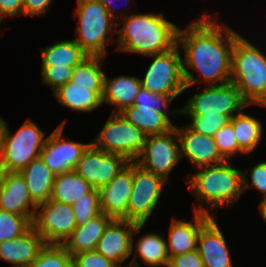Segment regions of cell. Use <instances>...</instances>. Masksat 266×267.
Returning <instances> with one entry per match:
<instances>
[{
  "label": "cell",
  "mask_w": 266,
  "mask_h": 267,
  "mask_svg": "<svg viewBox=\"0 0 266 267\" xmlns=\"http://www.w3.org/2000/svg\"><path fill=\"white\" fill-rule=\"evenodd\" d=\"M239 35L230 26L212 21L206 13L190 23L184 31L179 27L177 45L184 50V90L199 81L210 86L230 82L232 48ZM189 68L198 71L201 76L196 78L188 71Z\"/></svg>",
  "instance_id": "1"
},
{
  "label": "cell",
  "mask_w": 266,
  "mask_h": 267,
  "mask_svg": "<svg viewBox=\"0 0 266 267\" xmlns=\"http://www.w3.org/2000/svg\"><path fill=\"white\" fill-rule=\"evenodd\" d=\"M123 27L116 29L117 52L154 55L169 51L177 44L178 26L164 18V14H129Z\"/></svg>",
  "instance_id": "2"
},
{
  "label": "cell",
  "mask_w": 266,
  "mask_h": 267,
  "mask_svg": "<svg viewBox=\"0 0 266 267\" xmlns=\"http://www.w3.org/2000/svg\"><path fill=\"white\" fill-rule=\"evenodd\" d=\"M197 171L185 182L193 190L196 199L202 202L201 207L195 208L194 212L211 215L203 204H208L212 210L232 207L244 193L242 171L235 169L229 160L198 168Z\"/></svg>",
  "instance_id": "3"
},
{
  "label": "cell",
  "mask_w": 266,
  "mask_h": 267,
  "mask_svg": "<svg viewBox=\"0 0 266 267\" xmlns=\"http://www.w3.org/2000/svg\"><path fill=\"white\" fill-rule=\"evenodd\" d=\"M250 105L266 107V56L239 35L231 54V79Z\"/></svg>",
  "instance_id": "4"
},
{
  "label": "cell",
  "mask_w": 266,
  "mask_h": 267,
  "mask_svg": "<svg viewBox=\"0 0 266 267\" xmlns=\"http://www.w3.org/2000/svg\"><path fill=\"white\" fill-rule=\"evenodd\" d=\"M74 16L79 22L73 39L88 56L105 57L106 42L113 40L118 23L109 15L106 8L98 0H77ZM109 34H113L109 36ZM109 36V37H108Z\"/></svg>",
  "instance_id": "5"
},
{
  "label": "cell",
  "mask_w": 266,
  "mask_h": 267,
  "mask_svg": "<svg viewBox=\"0 0 266 267\" xmlns=\"http://www.w3.org/2000/svg\"><path fill=\"white\" fill-rule=\"evenodd\" d=\"M44 134L28 119L14 134L5 123L0 138V171L20 172L34 158L39 157L47 139Z\"/></svg>",
  "instance_id": "6"
},
{
  "label": "cell",
  "mask_w": 266,
  "mask_h": 267,
  "mask_svg": "<svg viewBox=\"0 0 266 267\" xmlns=\"http://www.w3.org/2000/svg\"><path fill=\"white\" fill-rule=\"evenodd\" d=\"M147 135L121 113L110 114L105 125L90 142L96 149L120 155L135 162L143 150Z\"/></svg>",
  "instance_id": "7"
},
{
  "label": "cell",
  "mask_w": 266,
  "mask_h": 267,
  "mask_svg": "<svg viewBox=\"0 0 266 267\" xmlns=\"http://www.w3.org/2000/svg\"><path fill=\"white\" fill-rule=\"evenodd\" d=\"M176 44L164 53L149 55L154 60L148 66L144 78L140 79L143 89L154 94L178 97L185 90L182 51Z\"/></svg>",
  "instance_id": "8"
},
{
  "label": "cell",
  "mask_w": 266,
  "mask_h": 267,
  "mask_svg": "<svg viewBox=\"0 0 266 267\" xmlns=\"http://www.w3.org/2000/svg\"><path fill=\"white\" fill-rule=\"evenodd\" d=\"M248 106L250 104L243 98L239 89L232 82H228L222 85H207L192 96L184 107L170 113L235 115Z\"/></svg>",
  "instance_id": "9"
},
{
  "label": "cell",
  "mask_w": 266,
  "mask_h": 267,
  "mask_svg": "<svg viewBox=\"0 0 266 267\" xmlns=\"http://www.w3.org/2000/svg\"><path fill=\"white\" fill-rule=\"evenodd\" d=\"M132 193L128 202L127 220L146 224L159 202L164 184L163 177L146 171L132 162Z\"/></svg>",
  "instance_id": "10"
},
{
  "label": "cell",
  "mask_w": 266,
  "mask_h": 267,
  "mask_svg": "<svg viewBox=\"0 0 266 267\" xmlns=\"http://www.w3.org/2000/svg\"><path fill=\"white\" fill-rule=\"evenodd\" d=\"M180 159V144L174 126L165 133L148 135L135 163L170 183L168 176Z\"/></svg>",
  "instance_id": "11"
},
{
  "label": "cell",
  "mask_w": 266,
  "mask_h": 267,
  "mask_svg": "<svg viewBox=\"0 0 266 267\" xmlns=\"http://www.w3.org/2000/svg\"><path fill=\"white\" fill-rule=\"evenodd\" d=\"M32 226L46 244H63L77 227L72 205L54 200L38 204Z\"/></svg>",
  "instance_id": "12"
},
{
  "label": "cell",
  "mask_w": 266,
  "mask_h": 267,
  "mask_svg": "<svg viewBox=\"0 0 266 267\" xmlns=\"http://www.w3.org/2000/svg\"><path fill=\"white\" fill-rule=\"evenodd\" d=\"M128 163L124 157L96 149L90 144L74 170L93 188L99 189L107 185Z\"/></svg>",
  "instance_id": "13"
},
{
  "label": "cell",
  "mask_w": 266,
  "mask_h": 267,
  "mask_svg": "<svg viewBox=\"0 0 266 267\" xmlns=\"http://www.w3.org/2000/svg\"><path fill=\"white\" fill-rule=\"evenodd\" d=\"M65 120L47 137L40 153L45 165L55 175L75 169L82 153L91 144L67 141L63 136Z\"/></svg>",
  "instance_id": "14"
},
{
  "label": "cell",
  "mask_w": 266,
  "mask_h": 267,
  "mask_svg": "<svg viewBox=\"0 0 266 267\" xmlns=\"http://www.w3.org/2000/svg\"><path fill=\"white\" fill-rule=\"evenodd\" d=\"M144 225L124 219H113L99 239L95 250L121 267L134 250L133 235L138 234Z\"/></svg>",
  "instance_id": "15"
},
{
  "label": "cell",
  "mask_w": 266,
  "mask_h": 267,
  "mask_svg": "<svg viewBox=\"0 0 266 267\" xmlns=\"http://www.w3.org/2000/svg\"><path fill=\"white\" fill-rule=\"evenodd\" d=\"M36 209L22 175L0 171V210L26 217L32 223Z\"/></svg>",
  "instance_id": "16"
},
{
  "label": "cell",
  "mask_w": 266,
  "mask_h": 267,
  "mask_svg": "<svg viewBox=\"0 0 266 267\" xmlns=\"http://www.w3.org/2000/svg\"><path fill=\"white\" fill-rule=\"evenodd\" d=\"M175 128L180 144V156L186 157L193 168L198 169L225 161L212 136L194 132L187 126L175 125Z\"/></svg>",
  "instance_id": "17"
},
{
  "label": "cell",
  "mask_w": 266,
  "mask_h": 267,
  "mask_svg": "<svg viewBox=\"0 0 266 267\" xmlns=\"http://www.w3.org/2000/svg\"><path fill=\"white\" fill-rule=\"evenodd\" d=\"M132 184V162H129L107 185L98 189L101 212L113 219L127 220Z\"/></svg>",
  "instance_id": "18"
},
{
  "label": "cell",
  "mask_w": 266,
  "mask_h": 267,
  "mask_svg": "<svg viewBox=\"0 0 266 267\" xmlns=\"http://www.w3.org/2000/svg\"><path fill=\"white\" fill-rule=\"evenodd\" d=\"M197 251L204 267H233L226 239L213 217L201 227Z\"/></svg>",
  "instance_id": "19"
},
{
  "label": "cell",
  "mask_w": 266,
  "mask_h": 267,
  "mask_svg": "<svg viewBox=\"0 0 266 267\" xmlns=\"http://www.w3.org/2000/svg\"><path fill=\"white\" fill-rule=\"evenodd\" d=\"M194 222L172 218L169 239L166 241L168 257L197 250V239L201 227L212 217L201 212H194Z\"/></svg>",
  "instance_id": "20"
},
{
  "label": "cell",
  "mask_w": 266,
  "mask_h": 267,
  "mask_svg": "<svg viewBox=\"0 0 266 267\" xmlns=\"http://www.w3.org/2000/svg\"><path fill=\"white\" fill-rule=\"evenodd\" d=\"M45 244L41 235L31 226L21 236L0 243V258L14 266L30 265Z\"/></svg>",
  "instance_id": "21"
},
{
  "label": "cell",
  "mask_w": 266,
  "mask_h": 267,
  "mask_svg": "<svg viewBox=\"0 0 266 267\" xmlns=\"http://www.w3.org/2000/svg\"><path fill=\"white\" fill-rule=\"evenodd\" d=\"M103 86H82L68 82L53 92L62 105L73 111L92 112L102 105Z\"/></svg>",
  "instance_id": "22"
},
{
  "label": "cell",
  "mask_w": 266,
  "mask_h": 267,
  "mask_svg": "<svg viewBox=\"0 0 266 267\" xmlns=\"http://www.w3.org/2000/svg\"><path fill=\"white\" fill-rule=\"evenodd\" d=\"M140 78L135 76H118L108 78L104 76L102 104L104 102L115 105L112 113H120L126 107L132 106L136 95L141 89Z\"/></svg>",
  "instance_id": "23"
},
{
  "label": "cell",
  "mask_w": 266,
  "mask_h": 267,
  "mask_svg": "<svg viewBox=\"0 0 266 267\" xmlns=\"http://www.w3.org/2000/svg\"><path fill=\"white\" fill-rule=\"evenodd\" d=\"M112 220L113 218L102 212L86 224L76 227L62 245L72 256L85 251H93Z\"/></svg>",
  "instance_id": "24"
},
{
  "label": "cell",
  "mask_w": 266,
  "mask_h": 267,
  "mask_svg": "<svg viewBox=\"0 0 266 267\" xmlns=\"http://www.w3.org/2000/svg\"><path fill=\"white\" fill-rule=\"evenodd\" d=\"M19 173L24 178L30 195L37 205L50 200L56 175L45 165L41 156L34 158Z\"/></svg>",
  "instance_id": "25"
},
{
  "label": "cell",
  "mask_w": 266,
  "mask_h": 267,
  "mask_svg": "<svg viewBox=\"0 0 266 267\" xmlns=\"http://www.w3.org/2000/svg\"><path fill=\"white\" fill-rule=\"evenodd\" d=\"M166 239L156 233L141 236L135 245V253L130 266L140 267L137 256L149 267H167L169 257L167 254Z\"/></svg>",
  "instance_id": "26"
},
{
  "label": "cell",
  "mask_w": 266,
  "mask_h": 267,
  "mask_svg": "<svg viewBox=\"0 0 266 267\" xmlns=\"http://www.w3.org/2000/svg\"><path fill=\"white\" fill-rule=\"evenodd\" d=\"M131 124L142 130L147 136L165 133L175 125L167 115L154 111L151 108L136 107L135 105L126 107L120 112Z\"/></svg>",
  "instance_id": "27"
},
{
  "label": "cell",
  "mask_w": 266,
  "mask_h": 267,
  "mask_svg": "<svg viewBox=\"0 0 266 267\" xmlns=\"http://www.w3.org/2000/svg\"><path fill=\"white\" fill-rule=\"evenodd\" d=\"M42 67L65 68L80 64L88 55L72 40L57 41L40 48Z\"/></svg>",
  "instance_id": "28"
},
{
  "label": "cell",
  "mask_w": 266,
  "mask_h": 267,
  "mask_svg": "<svg viewBox=\"0 0 266 267\" xmlns=\"http://www.w3.org/2000/svg\"><path fill=\"white\" fill-rule=\"evenodd\" d=\"M93 187L75 170L55 176L50 200L72 205Z\"/></svg>",
  "instance_id": "29"
},
{
  "label": "cell",
  "mask_w": 266,
  "mask_h": 267,
  "mask_svg": "<svg viewBox=\"0 0 266 267\" xmlns=\"http://www.w3.org/2000/svg\"><path fill=\"white\" fill-rule=\"evenodd\" d=\"M230 122L233 125L238 147L245 154L253 152L262 139L263 126L261 122L243 111L235 114Z\"/></svg>",
  "instance_id": "30"
},
{
  "label": "cell",
  "mask_w": 266,
  "mask_h": 267,
  "mask_svg": "<svg viewBox=\"0 0 266 267\" xmlns=\"http://www.w3.org/2000/svg\"><path fill=\"white\" fill-rule=\"evenodd\" d=\"M103 58L88 56L80 64L75 65L70 82L82 86H103L105 76L101 68Z\"/></svg>",
  "instance_id": "31"
},
{
  "label": "cell",
  "mask_w": 266,
  "mask_h": 267,
  "mask_svg": "<svg viewBox=\"0 0 266 267\" xmlns=\"http://www.w3.org/2000/svg\"><path fill=\"white\" fill-rule=\"evenodd\" d=\"M32 267H73L72 255L62 244H45Z\"/></svg>",
  "instance_id": "32"
},
{
  "label": "cell",
  "mask_w": 266,
  "mask_h": 267,
  "mask_svg": "<svg viewBox=\"0 0 266 267\" xmlns=\"http://www.w3.org/2000/svg\"><path fill=\"white\" fill-rule=\"evenodd\" d=\"M191 118L187 127L197 133L214 136L234 115L179 114Z\"/></svg>",
  "instance_id": "33"
},
{
  "label": "cell",
  "mask_w": 266,
  "mask_h": 267,
  "mask_svg": "<svg viewBox=\"0 0 266 267\" xmlns=\"http://www.w3.org/2000/svg\"><path fill=\"white\" fill-rule=\"evenodd\" d=\"M72 208L77 227L101 214L98 189L92 188L83 198L72 204Z\"/></svg>",
  "instance_id": "34"
},
{
  "label": "cell",
  "mask_w": 266,
  "mask_h": 267,
  "mask_svg": "<svg viewBox=\"0 0 266 267\" xmlns=\"http://www.w3.org/2000/svg\"><path fill=\"white\" fill-rule=\"evenodd\" d=\"M31 226L26 217L0 210V243L21 236Z\"/></svg>",
  "instance_id": "35"
},
{
  "label": "cell",
  "mask_w": 266,
  "mask_h": 267,
  "mask_svg": "<svg viewBox=\"0 0 266 267\" xmlns=\"http://www.w3.org/2000/svg\"><path fill=\"white\" fill-rule=\"evenodd\" d=\"M218 151L225 160L231 161L235 154H245L239 147L234 135L233 125L228 122L222 126L213 136Z\"/></svg>",
  "instance_id": "36"
},
{
  "label": "cell",
  "mask_w": 266,
  "mask_h": 267,
  "mask_svg": "<svg viewBox=\"0 0 266 267\" xmlns=\"http://www.w3.org/2000/svg\"><path fill=\"white\" fill-rule=\"evenodd\" d=\"M173 100L174 99L170 96L154 94L141 87L136 95L133 105L136 107L151 108L154 111L167 113V110L169 109V106Z\"/></svg>",
  "instance_id": "37"
},
{
  "label": "cell",
  "mask_w": 266,
  "mask_h": 267,
  "mask_svg": "<svg viewBox=\"0 0 266 267\" xmlns=\"http://www.w3.org/2000/svg\"><path fill=\"white\" fill-rule=\"evenodd\" d=\"M74 69L75 66L65 68L42 67V82L47 86H51L54 92L71 80Z\"/></svg>",
  "instance_id": "38"
},
{
  "label": "cell",
  "mask_w": 266,
  "mask_h": 267,
  "mask_svg": "<svg viewBox=\"0 0 266 267\" xmlns=\"http://www.w3.org/2000/svg\"><path fill=\"white\" fill-rule=\"evenodd\" d=\"M72 259L73 267H120L113 260L105 258L96 250L75 254Z\"/></svg>",
  "instance_id": "39"
},
{
  "label": "cell",
  "mask_w": 266,
  "mask_h": 267,
  "mask_svg": "<svg viewBox=\"0 0 266 267\" xmlns=\"http://www.w3.org/2000/svg\"><path fill=\"white\" fill-rule=\"evenodd\" d=\"M248 171L242 172L243 175V191L246 192L249 188H255L261 192L262 197L266 198V161L258 163L251 168L249 182L247 178Z\"/></svg>",
  "instance_id": "40"
},
{
  "label": "cell",
  "mask_w": 266,
  "mask_h": 267,
  "mask_svg": "<svg viewBox=\"0 0 266 267\" xmlns=\"http://www.w3.org/2000/svg\"><path fill=\"white\" fill-rule=\"evenodd\" d=\"M167 267H204L197 250L169 258Z\"/></svg>",
  "instance_id": "41"
},
{
  "label": "cell",
  "mask_w": 266,
  "mask_h": 267,
  "mask_svg": "<svg viewBox=\"0 0 266 267\" xmlns=\"http://www.w3.org/2000/svg\"><path fill=\"white\" fill-rule=\"evenodd\" d=\"M52 0H23L24 15L40 16L46 14Z\"/></svg>",
  "instance_id": "42"
},
{
  "label": "cell",
  "mask_w": 266,
  "mask_h": 267,
  "mask_svg": "<svg viewBox=\"0 0 266 267\" xmlns=\"http://www.w3.org/2000/svg\"><path fill=\"white\" fill-rule=\"evenodd\" d=\"M24 15L23 0H0V23L4 17Z\"/></svg>",
  "instance_id": "43"
},
{
  "label": "cell",
  "mask_w": 266,
  "mask_h": 267,
  "mask_svg": "<svg viewBox=\"0 0 266 267\" xmlns=\"http://www.w3.org/2000/svg\"><path fill=\"white\" fill-rule=\"evenodd\" d=\"M105 8H106V10H107V12L109 13V15L116 21H122L121 20V17H122V19L126 16L125 14L126 13H123V11L122 12H120V14L119 15H115V13H116V10H115V7L113 8L112 7V4H114V1H116V0H98ZM126 2V4H128V2H130V0H126L125 1Z\"/></svg>",
  "instance_id": "44"
},
{
  "label": "cell",
  "mask_w": 266,
  "mask_h": 267,
  "mask_svg": "<svg viewBox=\"0 0 266 267\" xmlns=\"http://www.w3.org/2000/svg\"><path fill=\"white\" fill-rule=\"evenodd\" d=\"M261 201L259 202V212L261 213L263 220L266 222V198H260Z\"/></svg>",
  "instance_id": "45"
},
{
  "label": "cell",
  "mask_w": 266,
  "mask_h": 267,
  "mask_svg": "<svg viewBox=\"0 0 266 267\" xmlns=\"http://www.w3.org/2000/svg\"><path fill=\"white\" fill-rule=\"evenodd\" d=\"M5 123L6 121L0 116V138L5 127Z\"/></svg>",
  "instance_id": "46"
},
{
  "label": "cell",
  "mask_w": 266,
  "mask_h": 267,
  "mask_svg": "<svg viewBox=\"0 0 266 267\" xmlns=\"http://www.w3.org/2000/svg\"><path fill=\"white\" fill-rule=\"evenodd\" d=\"M13 267H32L31 264L30 265H19V266H14Z\"/></svg>",
  "instance_id": "47"
},
{
  "label": "cell",
  "mask_w": 266,
  "mask_h": 267,
  "mask_svg": "<svg viewBox=\"0 0 266 267\" xmlns=\"http://www.w3.org/2000/svg\"><path fill=\"white\" fill-rule=\"evenodd\" d=\"M121 267H133V266H130V265L128 264V265H126V266H121Z\"/></svg>",
  "instance_id": "48"
}]
</instances>
